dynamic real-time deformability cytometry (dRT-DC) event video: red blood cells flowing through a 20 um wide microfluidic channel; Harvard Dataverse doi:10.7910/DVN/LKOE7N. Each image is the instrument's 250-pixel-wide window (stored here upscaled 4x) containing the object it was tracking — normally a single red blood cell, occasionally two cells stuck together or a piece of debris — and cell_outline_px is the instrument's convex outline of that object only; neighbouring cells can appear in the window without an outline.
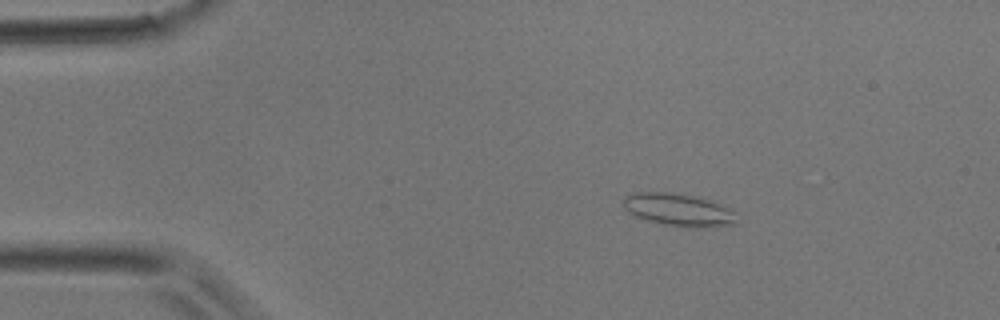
{"species": "common noctule bat (a hibernating species)", "species_latin": "Nyctalus noctula", "temperature_condition": "room temperature", "stored_images_in_passage": 4, "camera_frame_rate_fps": 3000, "um_per_image_px": 0.085, "animal": {"sex": "male", "body_mass_g": 17.9}, "frame": {"image": 1, "passage_image": 3, "time_ms": 0.667, "image_size_px": [1000, 320], "cell_outline_px": [[740, 224], [708, 228], [692, 228], [664, 224], [648, 220], [636, 216], [628, 212], [620, 204], [624, 196], [636, 192], [672, 192], [692, 196], [708, 200], [732, 212]], "centroid_in_image_um": [57.62, 17.85], "position_along_channel_um": 27.4, "area_um2": 21.5}}